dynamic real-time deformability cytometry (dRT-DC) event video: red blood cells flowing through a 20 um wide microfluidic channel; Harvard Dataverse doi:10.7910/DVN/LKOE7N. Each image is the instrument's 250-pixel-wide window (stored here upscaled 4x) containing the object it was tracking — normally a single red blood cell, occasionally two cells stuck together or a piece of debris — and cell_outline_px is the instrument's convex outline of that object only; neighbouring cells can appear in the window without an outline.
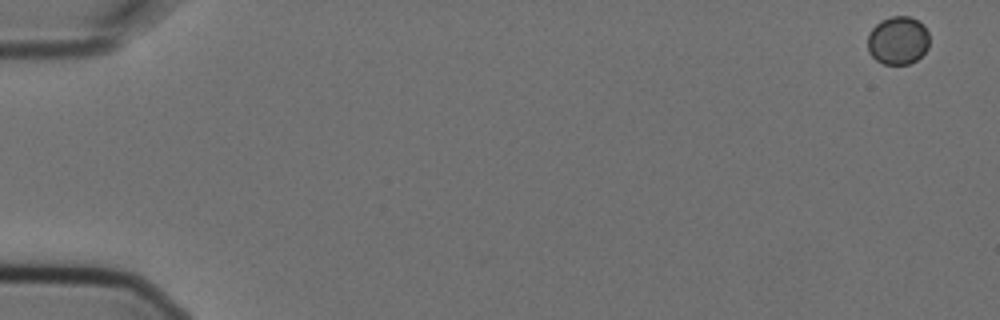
{"species": "Egyptian fruit bat (a non-hibernating species)", "species_latin": "Rousettus aegyptiacus", "temperature_condition": "cold", "stored_images_in_passage": 8, "camera_frame_rate_fps": 3000, "um_per_image_px": 0.085, "animal": {"sex": "female"}, "frame": {"image": 1, "passage_image": 1, "time_ms": 0.0, "image_size_px": [1000, 320], "cell_outline_px": [[928, 48], [916, 60], [908, 64], [884, 64], [876, 60], [868, 52], [868, 36], [872, 28], [880, 20], [892, 16], [908, 16], [924, 24], [928, 32]], "centroid_in_image_um": [76.32, 3.43], "position_along_channel_um": 8.7, "area_um2": 17.34}}
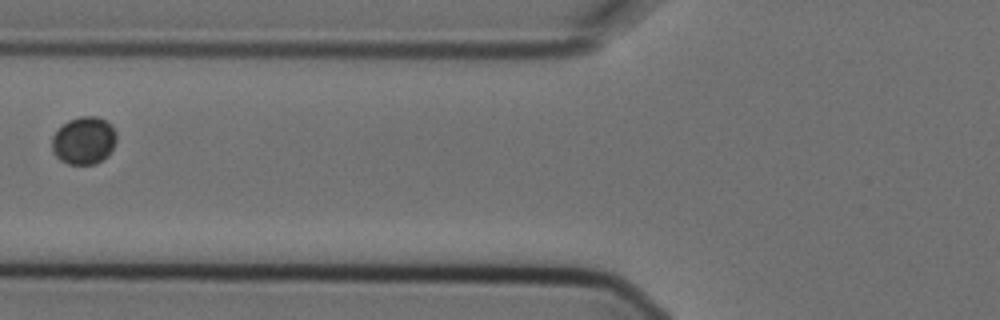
{"frame": {"image": 2, "passage_image": 7, "time_ms": 2.0, "image_size_px": [1000, 320], "cell_outline_px": [[116, 140], [108, 156], [96, 164], [68, 164], [60, 160], [52, 152], [52, 136], [68, 120], [80, 116], [96, 116], [112, 124], [116, 132]], "centroid_in_image_um": [7.14, 11.95], "position_along_channel_um": 118.7, "area_um2": 17.98}}
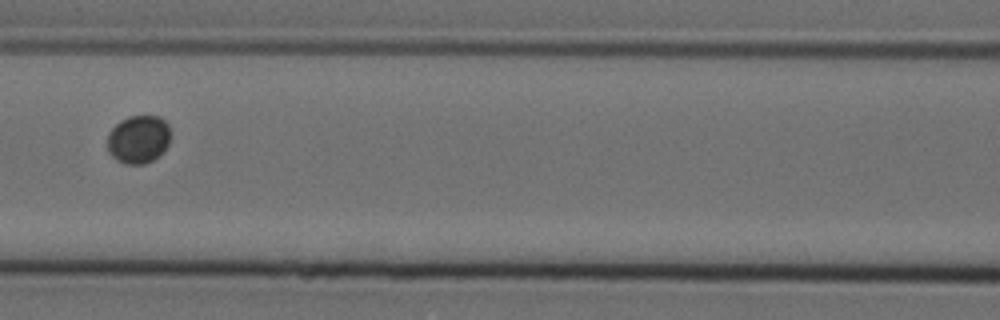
{"frame": {"image": 3, "passage_image": 8, "time_ms": 2.333, "image_size_px": [1000, 320], "cell_outline_px": [[172, 132], [168, 144], [152, 160], [144, 164], [124, 164], [116, 160], [108, 152], [108, 132], [120, 120], [128, 116], [160, 116], [168, 124]], "centroid_in_image_um": [11.76, 11.82], "position_along_channel_um": 154.8, "area_um2": 17.8}}